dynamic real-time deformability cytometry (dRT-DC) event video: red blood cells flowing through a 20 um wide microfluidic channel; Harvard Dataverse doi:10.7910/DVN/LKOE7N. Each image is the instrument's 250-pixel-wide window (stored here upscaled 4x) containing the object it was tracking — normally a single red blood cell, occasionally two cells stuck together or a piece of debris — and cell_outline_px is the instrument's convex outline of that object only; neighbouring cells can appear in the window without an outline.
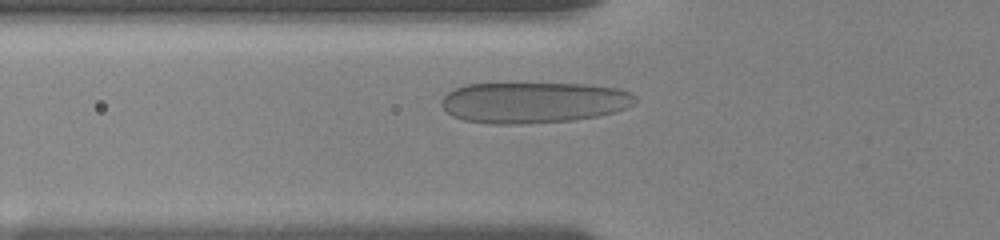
{"species": "human", "species_latin": "Homo sapiens", "temperature_condition": "room temperature", "stored_images_in_passage": 51, "camera_frame_rate_fps": 3000, "um_per_image_px": 0.085, "donor": {"sex": "female"}, "frame": {"image": 1, "passage_image": 13, "time_ms": 3.333, "image_size_px": [1000, 240], "cell_outline_px": [[636, 104], [616, 112], [596, 116], [572, 120], [524, 124], [492, 124], [464, 120], [452, 116], [440, 104], [440, 100], [448, 92], [456, 88], [468, 84], [584, 84], [616, 88], [632, 92], [636, 96]], "centroid_in_image_um": [45.37, 8.72], "position_along_channel_um": 80.4, "area_um2": 46.36}}
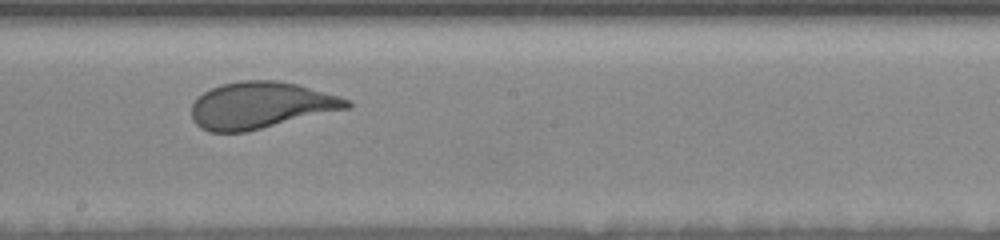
{"frame": {"image": 2, "passage_image": 30, "time_ms": 7.333, "image_size_px": [1000, 240], "cell_outline_px": [[352, 104], [348, 108], [244, 132], [208, 132], [200, 128], [192, 120], [192, 104], [196, 96], [220, 84], [240, 80], [276, 80], [296, 84], [340, 96], [352, 100]], "centroid_in_image_um": [22.12, 8.94], "position_along_channel_um": 226.1, "area_um2": 42.14}}
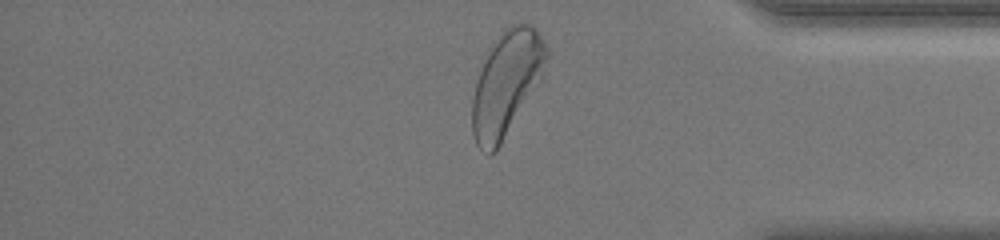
{"frame": {"image": 3, "passage_image": 49, "time_ms": 12.333, "image_size_px": [1000, 240], "cell_outline_px": [[552, 52], [540, 80], [496, 152], [488, 156], [476, 144], [472, 132], [472, 100], [476, 84], [480, 72], [500, 32], [504, 28], [520, 20], [536, 28]], "centroid_in_image_um": [43.1, 7.07], "position_along_channel_um": 392.1, "area_um2": 45.03}, "authors_computed_cell_mechanics": {"area_um2": 42.9454, "velocity_mm_per_s": 3.6265, "shape_relaxation_time_tau1_ms": 3.7655, "shape_relaxation_time_tau2_ms": null, "deformation_change_tau1": 0.1687, "deformation_change_tau2": null}}